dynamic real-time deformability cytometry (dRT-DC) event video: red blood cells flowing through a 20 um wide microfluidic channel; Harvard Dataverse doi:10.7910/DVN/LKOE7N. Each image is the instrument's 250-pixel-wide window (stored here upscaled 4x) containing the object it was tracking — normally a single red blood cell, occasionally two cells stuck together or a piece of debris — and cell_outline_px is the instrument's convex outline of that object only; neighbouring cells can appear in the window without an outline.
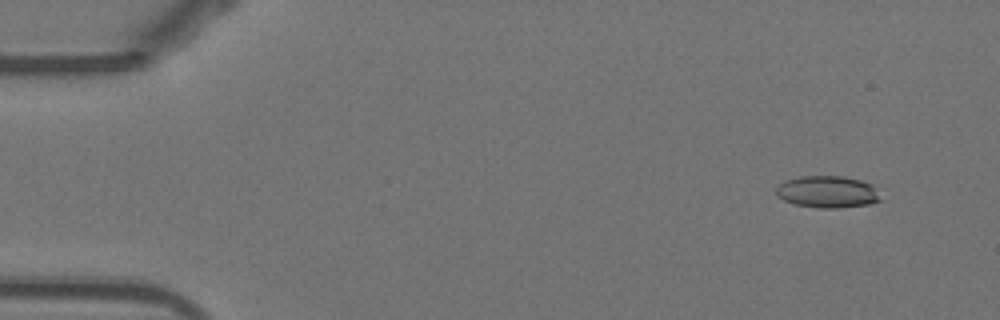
{"species": "Egyptian fruit bat (a non-hibernating species)", "species_latin": "Rousettus aegyptiacus", "temperature_condition": "warm", "stored_images_in_passage": 53, "camera_frame_rate_fps": 3000, "um_per_image_px": 0.085, "animal": {"sex": "female"}, "frame": {"image": 1, "passage_image": 4, "time_ms": 1.0, "image_size_px": [1000, 320], "cell_outline_px": [[884, 200], [868, 204], [836, 208], [820, 208], [796, 204], [784, 200], [776, 196], [776, 188], [784, 180], [800, 176], [844, 176], [860, 180], [872, 184], [876, 188]], "centroid_in_image_um": [70.36, 16.3], "position_along_channel_um": 14.6, "area_um2": 19.59}}
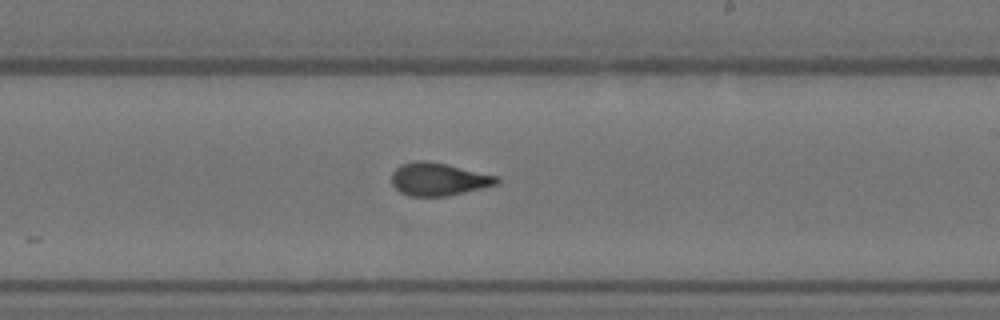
{"frame": {"image": 2, "passage_image": 31, "time_ms": 10.0, "image_size_px": [1000, 320], "cell_outline_px": [[500, 184], [448, 196], [408, 196], [400, 192], [392, 184], [392, 172], [400, 164], [416, 160], [424, 160], [444, 164], [500, 176]], "centroid_in_image_um": [37.29, 15.24], "position_along_channel_um": 251.7, "area_um2": 20.23}}
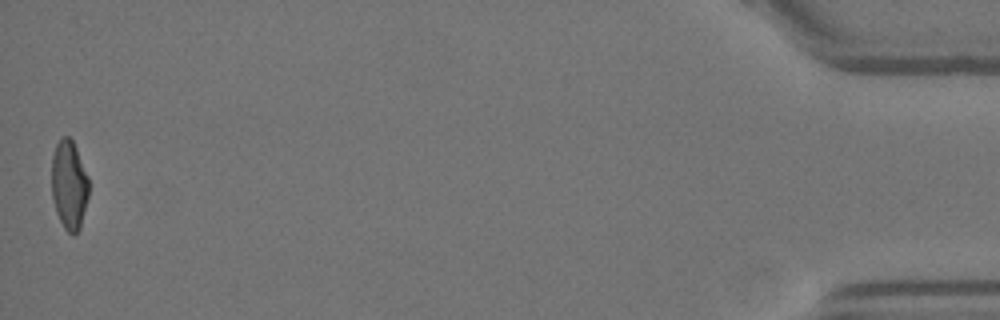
{"frame": {"image": 3, "passage_image": 52, "time_ms": 17.0, "image_size_px": [1000, 320], "cell_outline_px": [[88, 196], [80, 228], [72, 236], [64, 228], [56, 212], [52, 196], [52, 156], [56, 144], [60, 136], [68, 136], [72, 140], [76, 148], [88, 176]], "centroid_in_image_um": [5.87, 15.7], "position_along_channel_um": 429.3, "area_um2": 19.25}}